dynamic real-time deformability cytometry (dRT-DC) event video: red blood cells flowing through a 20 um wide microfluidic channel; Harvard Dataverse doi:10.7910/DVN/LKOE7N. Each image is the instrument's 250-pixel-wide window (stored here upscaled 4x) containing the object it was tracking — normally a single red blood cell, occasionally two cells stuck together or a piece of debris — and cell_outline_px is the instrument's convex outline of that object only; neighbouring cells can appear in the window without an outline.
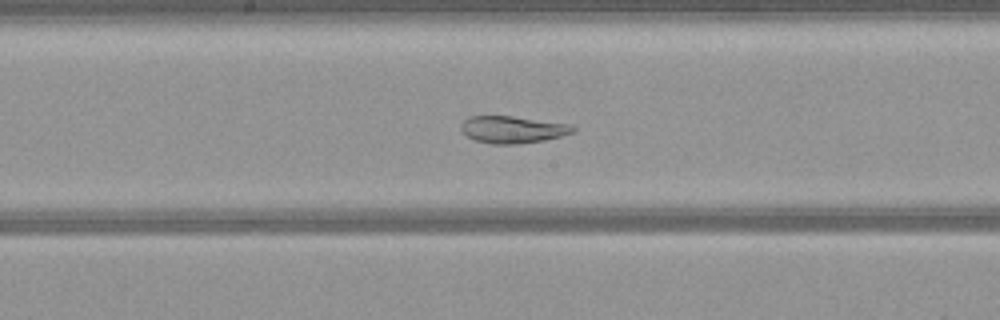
{"species": "common noctule bat (a hibernating species)", "species_latin": "Nyctalus noctula", "temperature_condition": "warm", "stored_images_in_passage": 51, "camera_frame_rate_fps": 3000, "um_per_image_px": 0.085, "animal": {"sex": "female", "body_mass_g": 21.9}, "frame": {"image": 1, "passage_image": 25, "time_ms": 8.0, "image_size_px": [1000, 320], "cell_outline_px": [[576, 132], [544, 140], [516, 144], [492, 144], [476, 140], [468, 136], [460, 128], [460, 124], [468, 116], [512, 116], [572, 124], [576, 128]], "centroid_in_image_um": [43.6, 11.0], "position_along_channel_um": 204.6, "area_um2": 17.69}}
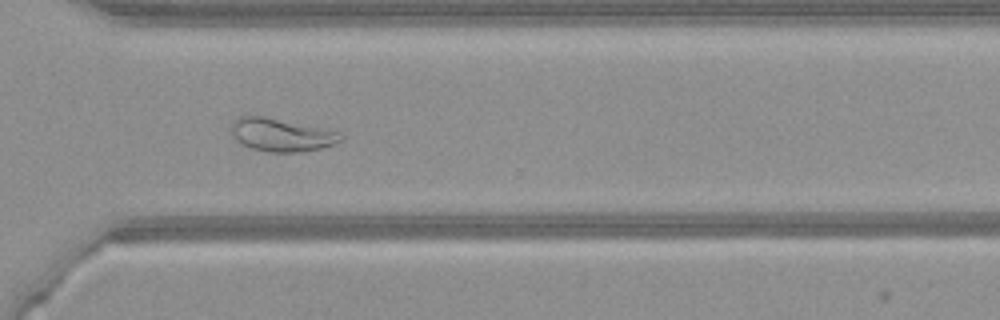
{"frame": {"image": 2, "passage_image": 36, "time_ms": 11.667, "image_size_px": [1000, 320], "cell_outline_px": [[344, 140], [320, 148], [296, 152], [268, 152], [252, 148], [236, 140], [232, 136], [232, 120], [240, 116], [264, 116], [340, 132], [344, 136]], "centroid_in_image_um": [23.91, 11.46], "position_along_channel_um": 346.7, "area_um2": 20.81}}
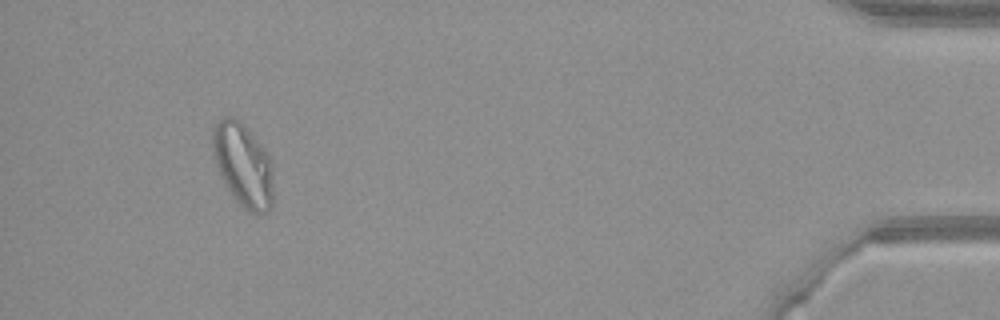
{"frame": {"image": 3, "passage_image": 47, "time_ms": 15.333, "image_size_px": [1000, 320], "cell_outline_px": [[272, 208], [268, 212], [260, 216], [256, 216], [248, 212], [236, 200], [224, 184], [216, 164], [212, 152], [212, 128], [216, 120], [224, 116], [232, 116], [240, 120], [244, 124], [268, 152], [272, 160]], "centroid_in_image_um": [20.67, 14.02], "position_along_channel_um": 414.5, "area_um2": 30.29}}